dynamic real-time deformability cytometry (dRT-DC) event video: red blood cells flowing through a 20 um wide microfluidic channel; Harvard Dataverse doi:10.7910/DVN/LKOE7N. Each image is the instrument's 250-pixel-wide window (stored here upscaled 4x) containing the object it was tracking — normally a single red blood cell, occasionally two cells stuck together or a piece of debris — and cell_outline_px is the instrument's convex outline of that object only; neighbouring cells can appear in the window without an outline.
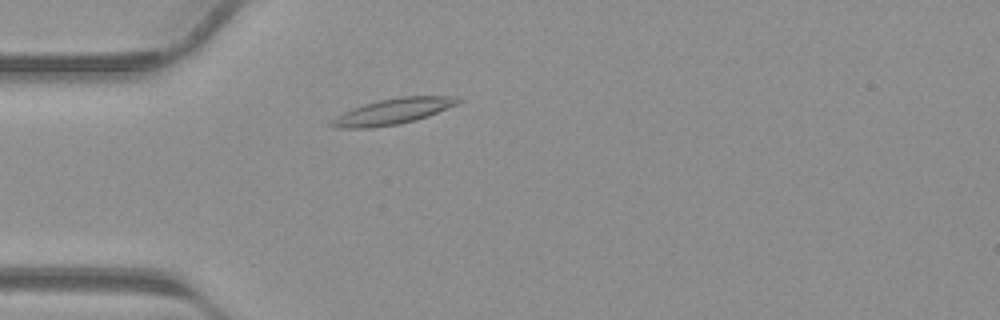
{"species": "common noctule bat (a hibernating species)", "species_latin": "Nyctalus noctula", "temperature_condition": "warm", "stored_images_in_passage": 33, "camera_frame_rate_fps": 3000, "um_per_image_px": 0.085, "animal": {"sex": "male", "body_mass_g": 23.1, "forearm_length_mm": 52.7}, "frame": {"image": 1, "passage_image": 4, "time_ms": 1.0, "image_size_px": [1000, 320], "cell_outline_px": [[464, 100], [460, 104], [428, 116], [416, 120], [400, 124], [372, 128], [336, 128], [328, 124], [328, 120], [352, 108], [364, 104], [380, 100], [400, 96], [456, 96]], "centroid_in_image_um": [33.42, 9.47], "position_along_channel_um": 51.6, "area_um2": 19.36}}
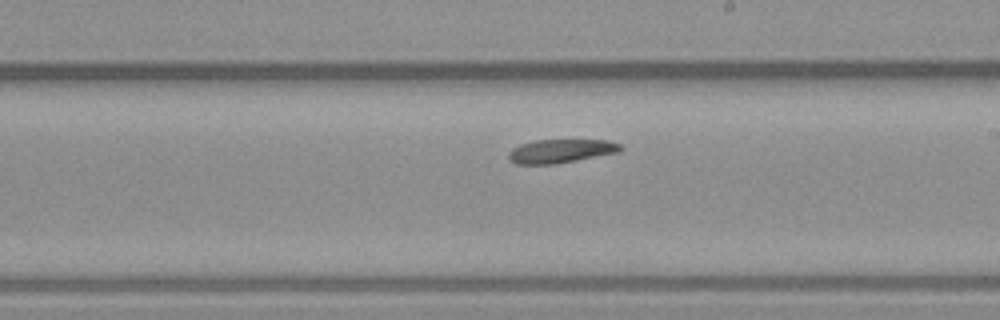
{"frame": {"image": 2, "passage_image": 16, "time_ms": 5.0, "image_size_px": [1000, 320], "cell_outline_px": [[624, 148], [620, 152], [556, 164], [516, 164], [508, 156], [508, 152], [512, 148], [520, 144], [536, 140], [608, 140], [620, 144]], "centroid_in_image_um": [47.69, 12.84], "position_along_channel_um": 241.3, "area_um2": 15.49}}
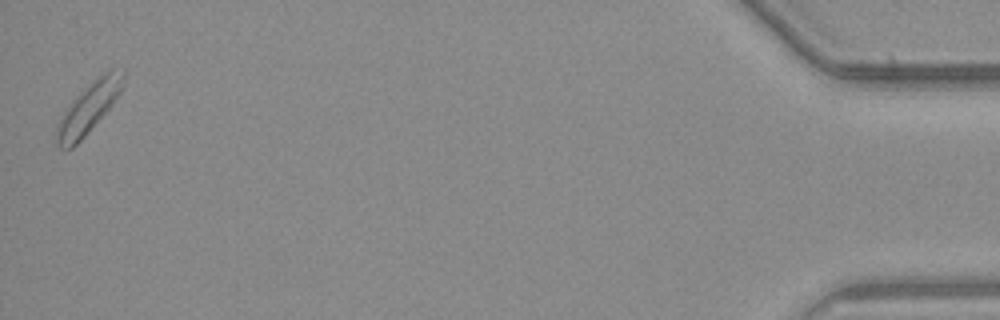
{"frame": {"image": 3, "passage_image": 33, "time_ms": 10.667, "image_size_px": [1000, 320], "cell_outline_px": [[124, 88], [112, 104], [92, 128], [72, 148], [60, 148], [56, 144], [56, 124], [64, 108], [92, 80], [108, 68], [124, 68]], "centroid_in_image_um": [7.54, 9.11], "position_along_channel_um": 427.7, "area_um2": 19.94}}